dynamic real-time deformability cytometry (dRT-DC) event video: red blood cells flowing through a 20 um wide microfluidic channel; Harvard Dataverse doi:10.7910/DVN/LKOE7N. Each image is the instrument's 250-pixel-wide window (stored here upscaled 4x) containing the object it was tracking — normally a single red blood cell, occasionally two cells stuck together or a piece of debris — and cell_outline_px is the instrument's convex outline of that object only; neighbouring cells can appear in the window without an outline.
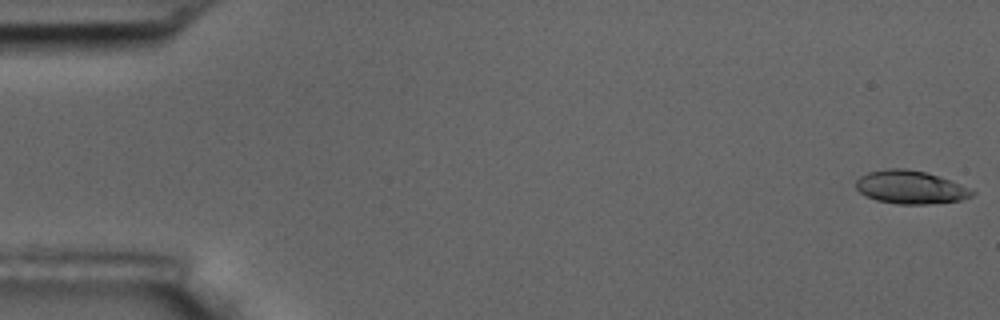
{"species": "common noctule bat (a hibernating species)", "species_latin": "Nyctalus noctula", "temperature_condition": "room temperature", "stored_images_in_passage": 5, "camera_frame_rate_fps": 3000, "um_per_image_px": 0.085, "animal": {"sex": "male", "body_mass_g": 17.5, "forearm_length_mm": 52.3}, "frame": {"image": 1, "passage_image": 1, "time_ms": 0.0, "image_size_px": [1000, 320], "cell_outline_px": [[976, 192], [972, 196], [960, 200], [928, 204], [896, 204], [876, 200], [864, 196], [856, 188], [856, 180], [860, 176], [868, 172], [888, 168], [904, 168], [924, 172], [960, 184]], "centroid_in_image_um": [77.34, 15.92], "position_along_channel_um": 7.7, "area_um2": 22.31}}
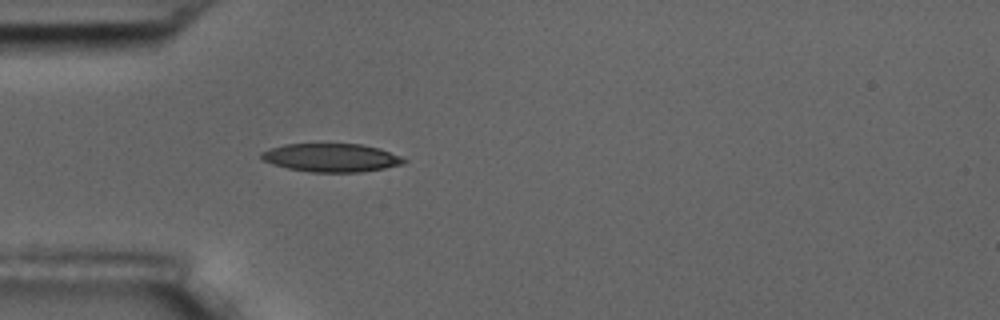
{"frame": {"image": 2, "passage_image": 5, "time_ms": 5.333, "image_size_px": [1000, 320], "cell_outline_px": [[408, 160], [404, 164], [384, 168], [360, 172], [312, 172], [288, 168], [272, 164], [260, 160], [260, 152], [284, 144], [360, 144], [376, 148], [400, 156]], "centroid_in_image_um": [28.12, 13.41], "position_along_channel_um": 56.9, "area_um2": 23.41}}